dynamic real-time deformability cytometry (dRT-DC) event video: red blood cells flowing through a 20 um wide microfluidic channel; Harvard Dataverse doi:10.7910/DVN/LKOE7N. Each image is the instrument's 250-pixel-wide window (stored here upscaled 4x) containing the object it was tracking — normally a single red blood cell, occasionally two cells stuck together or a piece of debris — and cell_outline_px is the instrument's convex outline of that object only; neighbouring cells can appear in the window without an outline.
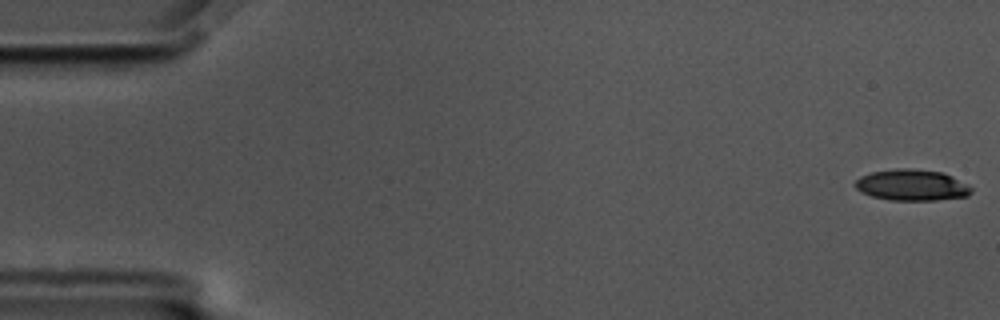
{"species": "common noctule bat (a hibernating species)", "species_latin": "Nyctalus noctula", "temperature_condition": "cold", "stored_images_in_passage": 12, "camera_frame_rate_fps": 3000, "um_per_image_px": 0.085, "animal": {"sex": "male", "body_mass_g": 17.5, "forearm_length_mm": 52.3}, "frame": {"image": 1, "passage_image": 1, "time_ms": 0.0, "image_size_px": [1000, 320], "cell_outline_px": [[972, 192], [968, 196], [936, 200], [892, 200], [872, 196], [860, 192], [852, 184], [860, 176], [872, 172], [896, 168], [908, 168], [944, 172], [968, 184], [972, 188]], "centroid_in_image_um": [77.5, 15.72], "position_along_channel_um": 7.5, "area_um2": 21.27}}